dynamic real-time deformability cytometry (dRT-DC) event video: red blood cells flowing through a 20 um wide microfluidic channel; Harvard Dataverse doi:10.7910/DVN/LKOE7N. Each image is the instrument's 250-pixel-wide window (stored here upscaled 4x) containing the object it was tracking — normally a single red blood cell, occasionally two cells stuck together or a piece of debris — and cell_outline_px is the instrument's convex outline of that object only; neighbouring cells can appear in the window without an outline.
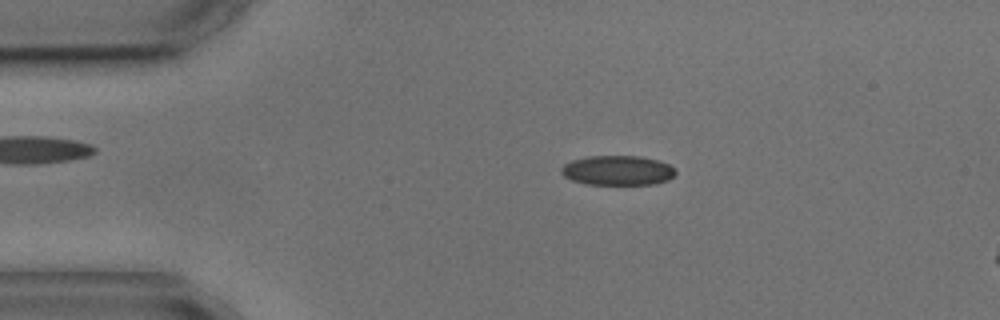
{"species": "common noctule bat (a hibernating species)", "species_latin": "Nyctalus noctula", "temperature_condition": "cold", "stored_images_in_passage": 3, "camera_frame_rate_fps": 3000, "um_per_image_px": 0.085, "animal": {"sex": "male", "body_mass_g": 17.9, "forearm_length_mm": 54.2}, "frame": {"image": 1, "passage_image": 1, "time_ms": 0.0, "image_size_px": [1000, 320], "cell_outline_px": [[676, 172], [668, 180], [652, 184], [584, 184], [572, 180], [564, 176], [560, 172], [560, 168], [564, 164], [572, 160], [588, 156], [640, 156], [660, 160], [676, 168]], "centroid_in_image_um": [52.49, 14.48], "position_along_channel_um": 32.5, "area_um2": 19.88}}